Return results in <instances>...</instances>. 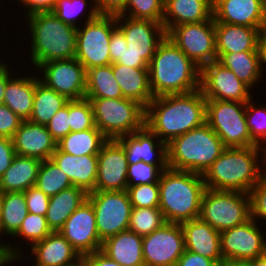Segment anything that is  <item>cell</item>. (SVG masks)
<instances>
[{
	"label": "cell",
	"mask_w": 266,
	"mask_h": 266,
	"mask_svg": "<svg viewBox=\"0 0 266 266\" xmlns=\"http://www.w3.org/2000/svg\"><path fill=\"white\" fill-rule=\"evenodd\" d=\"M206 123V98L201 90L154 97L145 108V126L168 144Z\"/></svg>",
	"instance_id": "1"
},
{
	"label": "cell",
	"mask_w": 266,
	"mask_h": 266,
	"mask_svg": "<svg viewBox=\"0 0 266 266\" xmlns=\"http://www.w3.org/2000/svg\"><path fill=\"white\" fill-rule=\"evenodd\" d=\"M149 78L154 97L200 89V67L167 36L149 64Z\"/></svg>",
	"instance_id": "2"
},
{
	"label": "cell",
	"mask_w": 266,
	"mask_h": 266,
	"mask_svg": "<svg viewBox=\"0 0 266 266\" xmlns=\"http://www.w3.org/2000/svg\"><path fill=\"white\" fill-rule=\"evenodd\" d=\"M261 153L262 160L258 158ZM263 165V148L260 146L226 148L202 176L206 188L249 193L265 175Z\"/></svg>",
	"instance_id": "3"
},
{
	"label": "cell",
	"mask_w": 266,
	"mask_h": 266,
	"mask_svg": "<svg viewBox=\"0 0 266 266\" xmlns=\"http://www.w3.org/2000/svg\"><path fill=\"white\" fill-rule=\"evenodd\" d=\"M206 186L201 174L167 168L159 178V209L167 223L199 218Z\"/></svg>",
	"instance_id": "4"
},
{
	"label": "cell",
	"mask_w": 266,
	"mask_h": 266,
	"mask_svg": "<svg viewBox=\"0 0 266 266\" xmlns=\"http://www.w3.org/2000/svg\"><path fill=\"white\" fill-rule=\"evenodd\" d=\"M29 26L30 57L34 68L53 60L75 58L77 27L64 23L53 12L26 17Z\"/></svg>",
	"instance_id": "5"
},
{
	"label": "cell",
	"mask_w": 266,
	"mask_h": 266,
	"mask_svg": "<svg viewBox=\"0 0 266 266\" xmlns=\"http://www.w3.org/2000/svg\"><path fill=\"white\" fill-rule=\"evenodd\" d=\"M225 149L222 140L205 123L167 144L168 168L203 175Z\"/></svg>",
	"instance_id": "6"
},
{
	"label": "cell",
	"mask_w": 266,
	"mask_h": 266,
	"mask_svg": "<svg viewBox=\"0 0 266 266\" xmlns=\"http://www.w3.org/2000/svg\"><path fill=\"white\" fill-rule=\"evenodd\" d=\"M116 26L126 39L117 64L133 68H149L159 43L166 37L162 23L116 15Z\"/></svg>",
	"instance_id": "7"
},
{
	"label": "cell",
	"mask_w": 266,
	"mask_h": 266,
	"mask_svg": "<svg viewBox=\"0 0 266 266\" xmlns=\"http://www.w3.org/2000/svg\"><path fill=\"white\" fill-rule=\"evenodd\" d=\"M83 27H77L75 58L86 71L93 67L111 64L109 42L112 30L116 27L115 15H99L92 4Z\"/></svg>",
	"instance_id": "8"
},
{
	"label": "cell",
	"mask_w": 266,
	"mask_h": 266,
	"mask_svg": "<svg viewBox=\"0 0 266 266\" xmlns=\"http://www.w3.org/2000/svg\"><path fill=\"white\" fill-rule=\"evenodd\" d=\"M91 101L96 127L107 139L132 134L145 126V108L126 98H87Z\"/></svg>",
	"instance_id": "9"
},
{
	"label": "cell",
	"mask_w": 266,
	"mask_h": 266,
	"mask_svg": "<svg viewBox=\"0 0 266 266\" xmlns=\"http://www.w3.org/2000/svg\"><path fill=\"white\" fill-rule=\"evenodd\" d=\"M206 123L226 148L257 146L246 123V103L206 99Z\"/></svg>",
	"instance_id": "10"
},
{
	"label": "cell",
	"mask_w": 266,
	"mask_h": 266,
	"mask_svg": "<svg viewBox=\"0 0 266 266\" xmlns=\"http://www.w3.org/2000/svg\"><path fill=\"white\" fill-rule=\"evenodd\" d=\"M199 218L219 232L241 225L251 218L249 193L206 188Z\"/></svg>",
	"instance_id": "11"
},
{
	"label": "cell",
	"mask_w": 266,
	"mask_h": 266,
	"mask_svg": "<svg viewBox=\"0 0 266 266\" xmlns=\"http://www.w3.org/2000/svg\"><path fill=\"white\" fill-rule=\"evenodd\" d=\"M166 36L200 68L217 60L214 19L174 26Z\"/></svg>",
	"instance_id": "12"
},
{
	"label": "cell",
	"mask_w": 266,
	"mask_h": 266,
	"mask_svg": "<svg viewBox=\"0 0 266 266\" xmlns=\"http://www.w3.org/2000/svg\"><path fill=\"white\" fill-rule=\"evenodd\" d=\"M87 199L91 202L100 240L128 230L132 205L125 191H92Z\"/></svg>",
	"instance_id": "13"
},
{
	"label": "cell",
	"mask_w": 266,
	"mask_h": 266,
	"mask_svg": "<svg viewBox=\"0 0 266 266\" xmlns=\"http://www.w3.org/2000/svg\"><path fill=\"white\" fill-rule=\"evenodd\" d=\"M185 250L184 231L179 223H165L143 237L145 266H176Z\"/></svg>",
	"instance_id": "14"
},
{
	"label": "cell",
	"mask_w": 266,
	"mask_h": 266,
	"mask_svg": "<svg viewBox=\"0 0 266 266\" xmlns=\"http://www.w3.org/2000/svg\"><path fill=\"white\" fill-rule=\"evenodd\" d=\"M200 90L206 99L246 103L252 90L217 60L200 68Z\"/></svg>",
	"instance_id": "15"
},
{
	"label": "cell",
	"mask_w": 266,
	"mask_h": 266,
	"mask_svg": "<svg viewBox=\"0 0 266 266\" xmlns=\"http://www.w3.org/2000/svg\"><path fill=\"white\" fill-rule=\"evenodd\" d=\"M250 218L245 223L220 232L223 260L247 262L266 253V239Z\"/></svg>",
	"instance_id": "16"
},
{
	"label": "cell",
	"mask_w": 266,
	"mask_h": 266,
	"mask_svg": "<svg viewBox=\"0 0 266 266\" xmlns=\"http://www.w3.org/2000/svg\"><path fill=\"white\" fill-rule=\"evenodd\" d=\"M37 68L43 73L40 81L48 88L69 100L85 98L86 69L76 58L49 61Z\"/></svg>",
	"instance_id": "17"
},
{
	"label": "cell",
	"mask_w": 266,
	"mask_h": 266,
	"mask_svg": "<svg viewBox=\"0 0 266 266\" xmlns=\"http://www.w3.org/2000/svg\"><path fill=\"white\" fill-rule=\"evenodd\" d=\"M128 161L123 146L116 139H108L98 153L95 191H125Z\"/></svg>",
	"instance_id": "18"
},
{
	"label": "cell",
	"mask_w": 266,
	"mask_h": 266,
	"mask_svg": "<svg viewBox=\"0 0 266 266\" xmlns=\"http://www.w3.org/2000/svg\"><path fill=\"white\" fill-rule=\"evenodd\" d=\"M59 232L80 256L101 250L94 208L88 199L74 211Z\"/></svg>",
	"instance_id": "19"
},
{
	"label": "cell",
	"mask_w": 266,
	"mask_h": 266,
	"mask_svg": "<svg viewBox=\"0 0 266 266\" xmlns=\"http://www.w3.org/2000/svg\"><path fill=\"white\" fill-rule=\"evenodd\" d=\"M215 23L266 29V0H215Z\"/></svg>",
	"instance_id": "20"
},
{
	"label": "cell",
	"mask_w": 266,
	"mask_h": 266,
	"mask_svg": "<svg viewBox=\"0 0 266 266\" xmlns=\"http://www.w3.org/2000/svg\"><path fill=\"white\" fill-rule=\"evenodd\" d=\"M116 140L123 146L128 164H136L143 161L152 165H168L167 144L162 142L146 126L141 130L124 135ZM156 154L158 155L156 156Z\"/></svg>",
	"instance_id": "21"
},
{
	"label": "cell",
	"mask_w": 266,
	"mask_h": 266,
	"mask_svg": "<svg viewBox=\"0 0 266 266\" xmlns=\"http://www.w3.org/2000/svg\"><path fill=\"white\" fill-rule=\"evenodd\" d=\"M12 141L16 154L42 161L51 159L57 148V142L46 126L28 120L21 122Z\"/></svg>",
	"instance_id": "22"
},
{
	"label": "cell",
	"mask_w": 266,
	"mask_h": 266,
	"mask_svg": "<svg viewBox=\"0 0 266 266\" xmlns=\"http://www.w3.org/2000/svg\"><path fill=\"white\" fill-rule=\"evenodd\" d=\"M181 226L184 231L185 250L200 254L217 263L223 260L219 231L200 218L182 222Z\"/></svg>",
	"instance_id": "23"
},
{
	"label": "cell",
	"mask_w": 266,
	"mask_h": 266,
	"mask_svg": "<svg viewBox=\"0 0 266 266\" xmlns=\"http://www.w3.org/2000/svg\"><path fill=\"white\" fill-rule=\"evenodd\" d=\"M51 159L67 175L73 186L87 193L95 191L98 155L73 156L56 148Z\"/></svg>",
	"instance_id": "24"
},
{
	"label": "cell",
	"mask_w": 266,
	"mask_h": 266,
	"mask_svg": "<svg viewBox=\"0 0 266 266\" xmlns=\"http://www.w3.org/2000/svg\"><path fill=\"white\" fill-rule=\"evenodd\" d=\"M30 249L37 266H72L81 259L80 254L59 231L51 232Z\"/></svg>",
	"instance_id": "25"
},
{
	"label": "cell",
	"mask_w": 266,
	"mask_h": 266,
	"mask_svg": "<svg viewBox=\"0 0 266 266\" xmlns=\"http://www.w3.org/2000/svg\"><path fill=\"white\" fill-rule=\"evenodd\" d=\"M213 19V2L210 0H164L162 25L166 33L180 24Z\"/></svg>",
	"instance_id": "26"
},
{
	"label": "cell",
	"mask_w": 266,
	"mask_h": 266,
	"mask_svg": "<svg viewBox=\"0 0 266 266\" xmlns=\"http://www.w3.org/2000/svg\"><path fill=\"white\" fill-rule=\"evenodd\" d=\"M111 66L123 97L146 108L154 98L150 87L149 68H133L117 63H112Z\"/></svg>",
	"instance_id": "27"
},
{
	"label": "cell",
	"mask_w": 266,
	"mask_h": 266,
	"mask_svg": "<svg viewBox=\"0 0 266 266\" xmlns=\"http://www.w3.org/2000/svg\"><path fill=\"white\" fill-rule=\"evenodd\" d=\"M142 242V236L128 229L105 239L101 251L122 266H145Z\"/></svg>",
	"instance_id": "28"
},
{
	"label": "cell",
	"mask_w": 266,
	"mask_h": 266,
	"mask_svg": "<svg viewBox=\"0 0 266 266\" xmlns=\"http://www.w3.org/2000/svg\"><path fill=\"white\" fill-rule=\"evenodd\" d=\"M261 31L247 26L215 23L217 54L257 51Z\"/></svg>",
	"instance_id": "29"
},
{
	"label": "cell",
	"mask_w": 266,
	"mask_h": 266,
	"mask_svg": "<svg viewBox=\"0 0 266 266\" xmlns=\"http://www.w3.org/2000/svg\"><path fill=\"white\" fill-rule=\"evenodd\" d=\"M42 160L16 154L11 166L0 177V191L24 192L35 186Z\"/></svg>",
	"instance_id": "30"
},
{
	"label": "cell",
	"mask_w": 266,
	"mask_h": 266,
	"mask_svg": "<svg viewBox=\"0 0 266 266\" xmlns=\"http://www.w3.org/2000/svg\"><path fill=\"white\" fill-rule=\"evenodd\" d=\"M12 77L13 74L7 80L3 104L23 121L29 120L33 110L35 86L40 77L36 78L34 75Z\"/></svg>",
	"instance_id": "31"
},
{
	"label": "cell",
	"mask_w": 266,
	"mask_h": 266,
	"mask_svg": "<svg viewBox=\"0 0 266 266\" xmlns=\"http://www.w3.org/2000/svg\"><path fill=\"white\" fill-rule=\"evenodd\" d=\"M87 197L88 193L76 186H71L51 196L45 215L51 231H59L74 211L87 200Z\"/></svg>",
	"instance_id": "32"
},
{
	"label": "cell",
	"mask_w": 266,
	"mask_h": 266,
	"mask_svg": "<svg viewBox=\"0 0 266 266\" xmlns=\"http://www.w3.org/2000/svg\"><path fill=\"white\" fill-rule=\"evenodd\" d=\"M217 61L229 68L250 88H253V85L257 86L259 79L264 75L261 73L258 51L217 54Z\"/></svg>",
	"instance_id": "33"
},
{
	"label": "cell",
	"mask_w": 266,
	"mask_h": 266,
	"mask_svg": "<svg viewBox=\"0 0 266 266\" xmlns=\"http://www.w3.org/2000/svg\"><path fill=\"white\" fill-rule=\"evenodd\" d=\"M108 139L97 128L70 132L57 142V148L73 156L98 155Z\"/></svg>",
	"instance_id": "34"
},
{
	"label": "cell",
	"mask_w": 266,
	"mask_h": 266,
	"mask_svg": "<svg viewBox=\"0 0 266 266\" xmlns=\"http://www.w3.org/2000/svg\"><path fill=\"white\" fill-rule=\"evenodd\" d=\"M70 100L39 81L35 86L33 110L28 121L46 126Z\"/></svg>",
	"instance_id": "35"
},
{
	"label": "cell",
	"mask_w": 266,
	"mask_h": 266,
	"mask_svg": "<svg viewBox=\"0 0 266 266\" xmlns=\"http://www.w3.org/2000/svg\"><path fill=\"white\" fill-rule=\"evenodd\" d=\"M85 98H124L111 64L86 71Z\"/></svg>",
	"instance_id": "36"
},
{
	"label": "cell",
	"mask_w": 266,
	"mask_h": 266,
	"mask_svg": "<svg viewBox=\"0 0 266 266\" xmlns=\"http://www.w3.org/2000/svg\"><path fill=\"white\" fill-rule=\"evenodd\" d=\"M28 214L24 192L2 193L0 235L12 237L21 227Z\"/></svg>",
	"instance_id": "37"
},
{
	"label": "cell",
	"mask_w": 266,
	"mask_h": 266,
	"mask_svg": "<svg viewBox=\"0 0 266 266\" xmlns=\"http://www.w3.org/2000/svg\"><path fill=\"white\" fill-rule=\"evenodd\" d=\"M73 186L67 175L52 161H42L35 187L51 197Z\"/></svg>",
	"instance_id": "38"
},
{
	"label": "cell",
	"mask_w": 266,
	"mask_h": 266,
	"mask_svg": "<svg viewBox=\"0 0 266 266\" xmlns=\"http://www.w3.org/2000/svg\"><path fill=\"white\" fill-rule=\"evenodd\" d=\"M166 223L159 208H132L128 229L139 236H147Z\"/></svg>",
	"instance_id": "39"
},
{
	"label": "cell",
	"mask_w": 266,
	"mask_h": 266,
	"mask_svg": "<svg viewBox=\"0 0 266 266\" xmlns=\"http://www.w3.org/2000/svg\"><path fill=\"white\" fill-rule=\"evenodd\" d=\"M163 12L164 0H127L126 7L120 15L162 23Z\"/></svg>",
	"instance_id": "40"
},
{
	"label": "cell",
	"mask_w": 266,
	"mask_h": 266,
	"mask_svg": "<svg viewBox=\"0 0 266 266\" xmlns=\"http://www.w3.org/2000/svg\"><path fill=\"white\" fill-rule=\"evenodd\" d=\"M69 121L71 132L96 127L91 101L87 98L69 101Z\"/></svg>",
	"instance_id": "41"
},
{
	"label": "cell",
	"mask_w": 266,
	"mask_h": 266,
	"mask_svg": "<svg viewBox=\"0 0 266 266\" xmlns=\"http://www.w3.org/2000/svg\"><path fill=\"white\" fill-rule=\"evenodd\" d=\"M252 102L253 98L246 102L247 128L252 141L257 146L263 147L266 144V105L258 108Z\"/></svg>",
	"instance_id": "42"
},
{
	"label": "cell",
	"mask_w": 266,
	"mask_h": 266,
	"mask_svg": "<svg viewBox=\"0 0 266 266\" xmlns=\"http://www.w3.org/2000/svg\"><path fill=\"white\" fill-rule=\"evenodd\" d=\"M51 232L45 216L28 213L21 227L12 238H16V236L22 237V239H25L27 242L29 241L33 246L35 243L46 238Z\"/></svg>",
	"instance_id": "43"
},
{
	"label": "cell",
	"mask_w": 266,
	"mask_h": 266,
	"mask_svg": "<svg viewBox=\"0 0 266 266\" xmlns=\"http://www.w3.org/2000/svg\"><path fill=\"white\" fill-rule=\"evenodd\" d=\"M132 208H159V183L139 184L127 187Z\"/></svg>",
	"instance_id": "44"
},
{
	"label": "cell",
	"mask_w": 266,
	"mask_h": 266,
	"mask_svg": "<svg viewBox=\"0 0 266 266\" xmlns=\"http://www.w3.org/2000/svg\"><path fill=\"white\" fill-rule=\"evenodd\" d=\"M167 168L168 165H152L143 161L136 164H128V187L139 184L159 183L162 171Z\"/></svg>",
	"instance_id": "45"
},
{
	"label": "cell",
	"mask_w": 266,
	"mask_h": 266,
	"mask_svg": "<svg viewBox=\"0 0 266 266\" xmlns=\"http://www.w3.org/2000/svg\"><path fill=\"white\" fill-rule=\"evenodd\" d=\"M90 1L94 3L95 0ZM86 4H88L87 0H57L52 12L64 23L76 27L78 16L85 11Z\"/></svg>",
	"instance_id": "46"
},
{
	"label": "cell",
	"mask_w": 266,
	"mask_h": 266,
	"mask_svg": "<svg viewBox=\"0 0 266 266\" xmlns=\"http://www.w3.org/2000/svg\"><path fill=\"white\" fill-rule=\"evenodd\" d=\"M251 218L266 220V174L249 192Z\"/></svg>",
	"instance_id": "47"
},
{
	"label": "cell",
	"mask_w": 266,
	"mask_h": 266,
	"mask_svg": "<svg viewBox=\"0 0 266 266\" xmlns=\"http://www.w3.org/2000/svg\"><path fill=\"white\" fill-rule=\"evenodd\" d=\"M69 121V102L63 108L58 110L50 122L46 125L47 130L51 133L53 139L59 142L62 138L67 136L70 130Z\"/></svg>",
	"instance_id": "48"
},
{
	"label": "cell",
	"mask_w": 266,
	"mask_h": 266,
	"mask_svg": "<svg viewBox=\"0 0 266 266\" xmlns=\"http://www.w3.org/2000/svg\"><path fill=\"white\" fill-rule=\"evenodd\" d=\"M28 213L46 215L50 197L33 186L24 191Z\"/></svg>",
	"instance_id": "49"
},
{
	"label": "cell",
	"mask_w": 266,
	"mask_h": 266,
	"mask_svg": "<svg viewBox=\"0 0 266 266\" xmlns=\"http://www.w3.org/2000/svg\"><path fill=\"white\" fill-rule=\"evenodd\" d=\"M23 120L6 105H0V136L12 139Z\"/></svg>",
	"instance_id": "50"
},
{
	"label": "cell",
	"mask_w": 266,
	"mask_h": 266,
	"mask_svg": "<svg viewBox=\"0 0 266 266\" xmlns=\"http://www.w3.org/2000/svg\"><path fill=\"white\" fill-rule=\"evenodd\" d=\"M15 156L12 139L0 136V177L11 166Z\"/></svg>",
	"instance_id": "51"
},
{
	"label": "cell",
	"mask_w": 266,
	"mask_h": 266,
	"mask_svg": "<svg viewBox=\"0 0 266 266\" xmlns=\"http://www.w3.org/2000/svg\"><path fill=\"white\" fill-rule=\"evenodd\" d=\"M94 4L99 15H120L127 4V0H95Z\"/></svg>",
	"instance_id": "52"
},
{
	"label": "cell",
	"mask_w": 266,
	"mask_h": 266,
	"mask_svg": "<svg viewBox=\"0 0 266 266\" xmlns=\"http://www.w3.org/2000/svg\"><path fill=\"white\" fill-rule=\"evenodd\" d=\"M124 43H126L124 34L116 26L112 30L109 42V54H110L111 64L115 63L118 60V58H120V56L122 55V52L124 51Z\"/></svg>",
	"instance_id": "53"
},
{
	"label": "cell",
	"mask_w": 266,
	"mask_h": 266,
	"mask_svg": "<svg viewBox=\"0 0 266 266\" xmlns=\"http://www.w3.org/2000/svg\"><path fill=\"white\" fill-rule=\"evenodd\" d=\"M176 266H218L212 259L184 250L183 255L178 259Z\"/></svg>",
	"instance_id": "54"
},
{
	"label": "cell",
	"mask_w": 266,
	"mask_h": 266,
	"mask_svg": "<svg viewBox=\"0 0 266 266\" xmlns=\"http://www.w3.org/2000/svg\"><path fill=\"white\" fill-rule=\"evenodd\" d=\"M17 1V0H16ZM28 9L26 16L39 12H52L57 0H19Z\"/></svg>",
	"instance_id": "55"
},
{
	"label": "cell",
	"mask_w": 266,
	"mask_h": 266,
	"mask_svg": "<svg viewBox=\"0 0 266 266\" xmlns=\"http://www.w3.org/2000/svg\"><path fill=\"white\" fill-rule=\"evenodd\" d=\"M81 259L87 266H122L116 261L109 258L101 250L81 256Z\"/></svg>",
	"instance_id": "56"
},
{
	"label": "cell",
	"mask_w": 266,
	"mask_h": 266,
	"mask_svg": "<svg viewBox=\"0 0 266 266\" xmlns=\"http://www.w3.org/2000/svg\"><path fill=\"white\" fill-rule=\"evenodd\" d=\"M21 245L19 246H12L10 244H0V266H5L8 264H13L15 261H20L21 256L20 250Z\"/></svg>",
	"instance_id": "57"
},
{
	"label": "cell",
	"mask_w": 266,
	"mask_h": 266,
	"mask_svg": "<svg viewBox=\"0 0 266 266\" xmlns=\"http://www.w3.org/2000/svg\"><path fill=\"white\" fill-rule=\"evenodd\" d=\"M257 51L259 55L261 73H264L262 67L264 64L266 65V29H263L259 34Z\"/></svg>",
	"instance_id": "58"
},
{
	"label": "cell",
	"mask_w": 266,
	"mask_h": 266,
	"mask_svg": "<svg viewBox=\"0 0 266 266\" xmlns=\"http://www.w3.org/2000/svg\"><path fill=\"white\" fill-rule=\"evenodd\" d=\"M10 75V69L7 67V65L0 69V105H3L4 92L6 89L7 80L11 77Z\"/></svg>",
	"instance_id": "59"
},
{
	"label": "cell",
	"mask_w": 266,
	"mask_h": 266,
	"mask_svg": "<svg viewBox=\"0 0 266 266\" xmlns=\"http://www.w3.org/2000/svg\"><path fill=\"white\" fill-rule=\"evenodd\" d=\"M247 262L249 266H266V253Z\"/></svg>",
	"instance_id": "60"
},
{
	"label": "cell",
	"mask_w": 266,
	"mask_h": 266,
	"mask_svg": "<svg viewBox=\"0 0 266 266\" xmlns=\"http://www.w3.org/2000/svg\"><path fill=\"white\" fill-rule=\"evenodd\" d=\"M218 266H249L248 262L222 260Z\"/></svg>",
	"instance_id": "61"
},
{
	"label": "cell",
	"mask_w": 266,
	"mask_h": 266,
	"mask_svg": "<svg viewBox=\"0 0 266 266\" xmlns=\"http://www.w3.org/2000/svg\"><path fill=\"white\" fill-rule=\"evenodd\" d=\"M262 148H263V164H264V168H265L266 167V144ZM263 171L266 174V171L264 169H263Z\"/></svg>",
	"instance_id": "62"
},
{
	"label": "cell",
	"mask_w": 266,
	"mask_h": 266,
	"mask_svg": "<svg viewBox=\"0 0 266 266\" xmlns=\"http://www.w3.org/2000/svg\"><path fill=\"white\" fill-rule=\"evenodd\" d=\"M72 266H87V264L82 259H80L76 264Z\"/></svg>",
	"instance_id": "63"
},
{
	"label": "cell",
	"mask_w": 266,
	"mask_h": 266,
	"mask_svg": "<svg viewBox=\"0 0 266 266\" xmlns=\"http://www.w3.org/2000/svg\"><path fill=\"white\" fill-rule=\"evenodd\" d=\"M1 212H2V192L0 191V219H1Z\"/></svg>",
	"instance_id": "64"
},
{
	"label": "cell",
	"mask_w": 266,
	"mask_h": 266,
	"mask_svg": "<svg viewBox=\"0 0 266 266\" xmlns=\"http://www.w3.org/2000/svg\"><path fill=\"white\" fill-rule=\"evenodd\" d=\"M6 63H7L6 61H5V63H3V62L1 63L0 62V69H2L3 67H5L7 65Z\"/></svg>",
	"instance_id": "65"
}]
</instances>
